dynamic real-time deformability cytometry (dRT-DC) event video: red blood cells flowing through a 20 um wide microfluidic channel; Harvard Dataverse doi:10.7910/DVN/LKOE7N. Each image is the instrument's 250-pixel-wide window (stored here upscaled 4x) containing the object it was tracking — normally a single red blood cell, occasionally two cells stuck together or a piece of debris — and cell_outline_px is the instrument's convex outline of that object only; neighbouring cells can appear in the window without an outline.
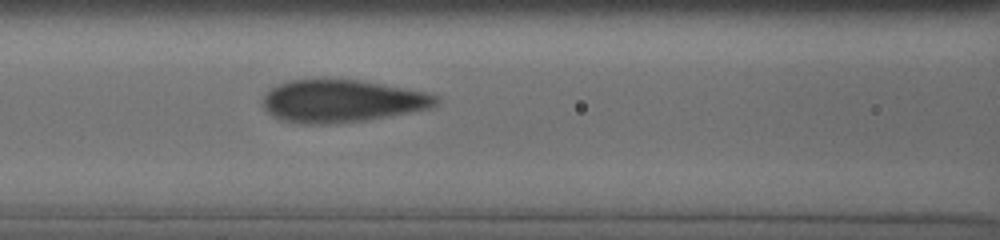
{"species": "human", "species_latin": "Homo sapiens", "temperature_condition": "cold", "stored_images_in_passage": 6, "camera_frame_rate_fps": 3000, "um_per_image_px": 0.085, "donor": {"sex": "male"}, "frame": {"image": 1, "passage_image": 6, "time_ms": 4.333, "image_size_px": [1000, 240], "cell_outline_px": [[440, 100], [436, 104], [428, 108], [388, 116], [364, 120], [336, 124], [296, 124], [280, 120], [272, 116], [264, 108], [264, 96], [276, 84], [288, 80], [360, 80], [424, 92], [436, 96]], "centroid_in_image_um": [29.0, 8.6], "position_along_channel_um": 137.6, "area_um2": 42.54}}